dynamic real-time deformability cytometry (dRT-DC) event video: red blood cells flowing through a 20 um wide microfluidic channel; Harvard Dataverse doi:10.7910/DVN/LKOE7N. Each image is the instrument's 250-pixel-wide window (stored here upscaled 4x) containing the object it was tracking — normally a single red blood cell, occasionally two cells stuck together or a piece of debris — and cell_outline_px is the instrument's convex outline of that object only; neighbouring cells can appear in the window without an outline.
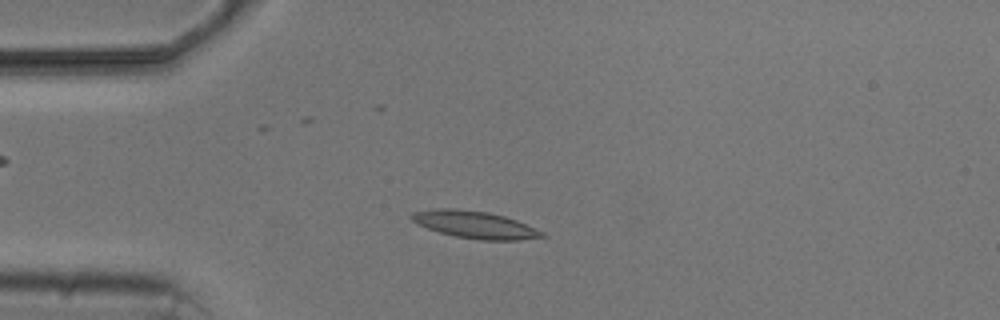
{"species": "common noctule bat (a hibernating species)", "species_latin": "Nyctalus noctula", "temperature_condition": "cold", "stored_images_in_passage": 8, "camera_frame_rate_fps": 3000, "um_per_image_px": 0.085, "animal": {"sex": "male", "body_mass_g": 20.5, "forearm_length_mm": 52.5}, "frame": {"image": 1, "passage_image": 4, "time_ms": 3.333, "image_size_px": [1000, 320], "cell_outline_px": [[548, 236], [520, 240], [480, 240], [456, 236], [440, 232], [416, 224], [408, 216], [412, 212], [436, 208], [456, 208], [488, 212], [504, 216], [516, 220], [544, 232]], "centroid_in_image_um": [40.34, 19.09], "position_along_channel_um": 44.7, "area_um2": 20.75}}
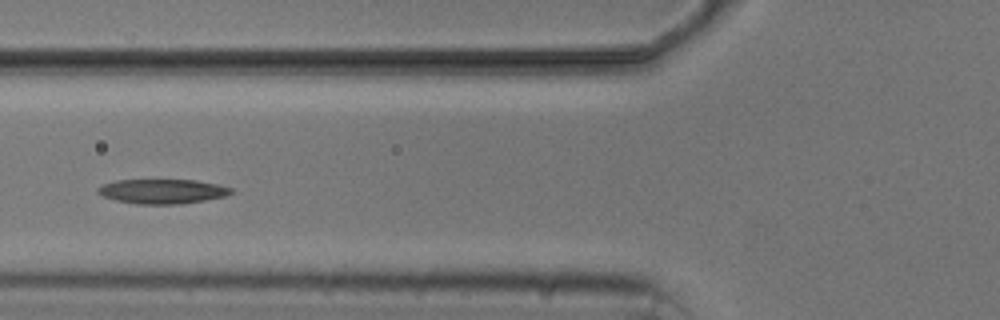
{"frame": {"image": 2, "passage_image": 6, "time_ms": 5.667, "image_size_px": [1000, 320], "cell_outline_px": [[232, 192], [228, 196], [180, 204], [136, 204], [116, 200], [104, 196], [96, 192], [96, 188], [104, 184], [116, 180], [196, 180], [216, 184], [232, 188]], "centroid_in_image_um": [13.8, 16.26], "position_along_channel_um": 112.0, "area_um2": 19.02}}
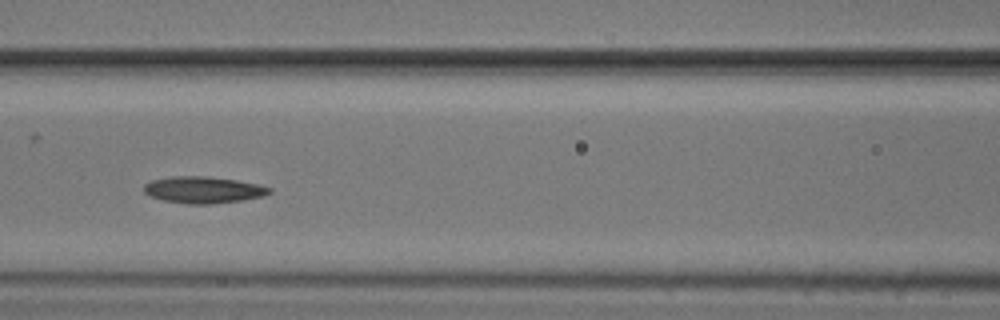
{"frame": {"image": 3, "passage_image": 7, "time_ms": 6.667, "image_size_px": [1000, 320], "cell_outline_px": [[272, 192], [264, 196], [244, 200], [212, 204], [188, 204], [164, 200], [148, 196], [144, 192], [144, 184], [152, 180], [168, 176], [208, 176], [236, 180], [260, 184], [272, 188]], "centroid_in_image_um": [17.3, 16.13], "position_along_channel_um": 149.3, "area_um2": 19.77}}